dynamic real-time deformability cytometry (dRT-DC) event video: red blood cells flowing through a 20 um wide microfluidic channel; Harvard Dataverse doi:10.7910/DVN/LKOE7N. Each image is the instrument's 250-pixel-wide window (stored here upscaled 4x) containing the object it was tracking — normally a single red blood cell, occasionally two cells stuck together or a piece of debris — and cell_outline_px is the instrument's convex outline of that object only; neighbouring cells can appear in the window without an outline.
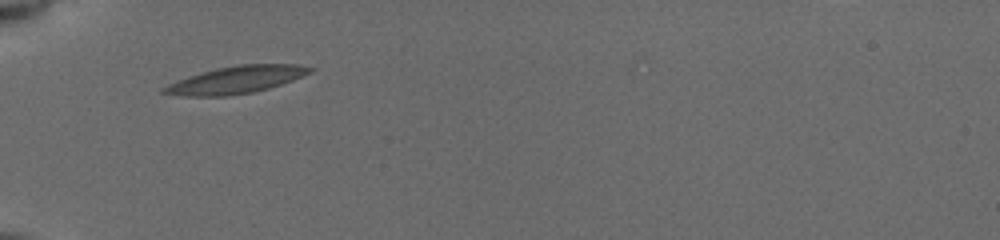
{"species": "common noctule bat (a hibernating species)", "species_latin": "Nyctalus noctula", "temperature_condition": "cold", "stored_images_in_passage": 41, "camera_frame_rate_fps": 3000, "um_per_image_px": 0.085, "animal": {"sex": "female", "body_mass_g": 19.5, "forearm_length_mm": 54.1}, "frame": {"image": 1, "passage_image": 1, "time_ms": 0.0, "image_size_px": [1000, 240], "cell_outline_px": [[316, 68], [312, 72], [292, 80], [268, 88], [252, 92], [224, 96], [184, 96], [160, 92], [160, 88], [168, 84], [188, 76], [200, 72], [216, 68], [240, 64], [296, 64]], "centroid_in_image_um": [20.05, 6.77], "position_along_channel_um": 64.9, "area_um2": 23.12}}
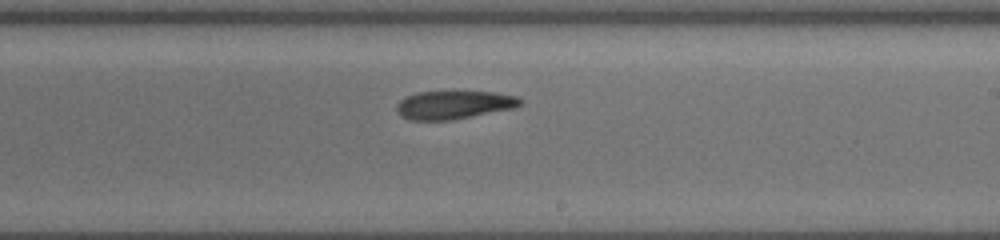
{"frame": {"image": 2, "passage_image": 20, "time_ms": 5.0, "image_size_px": [1000, 240], "cell_outline_px": [[524, 104], [516, 108], [452, 120], [412, 120], [400, 116], [396, 112], [396, 104], [400, 100], [416, 92], [496, 92], [520, 96], [524, 100]], "centroid_in_image_um": [38.65, 8.91], "position_along_channel_um": 250.4, "area_um2": 20.69}}
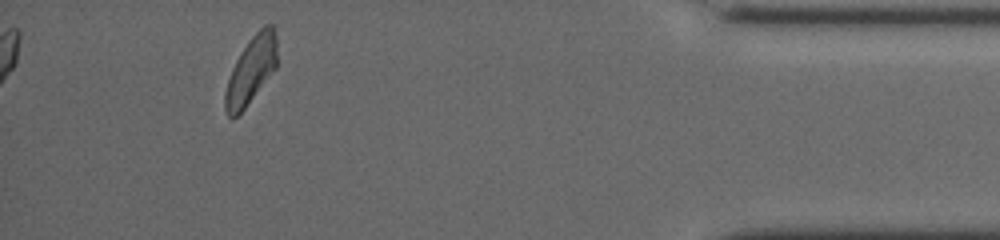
{"frame": {"image": 3, "passage_image": 41, "time_ms": 10.333, "image_size_px": [1000, 240], "cell_outline_px": [[276, 68], [244, 108], [236, 116], [228, 116], [224, 108], [224, 92], [232, 68], [240, 52], [248, 40], [264, 24], [272, 24], [276, 28]], "centroid_in_image_um": [21.34, 5.92], "position_along_channel_um": 413.9, "area_um2": 20.17}, "authors_computed_cell_mechanics": {"area_um2": 20.9814, "velocity_mm_per_s": 3.8965, "shape_relaxation_time_tau1_ms": 8.8107, "shape_relaxation_time_tau2_ms": 3.8188, "deformation_change_tau1": 0.201, "deformation_change_tau2": 0.1268}}